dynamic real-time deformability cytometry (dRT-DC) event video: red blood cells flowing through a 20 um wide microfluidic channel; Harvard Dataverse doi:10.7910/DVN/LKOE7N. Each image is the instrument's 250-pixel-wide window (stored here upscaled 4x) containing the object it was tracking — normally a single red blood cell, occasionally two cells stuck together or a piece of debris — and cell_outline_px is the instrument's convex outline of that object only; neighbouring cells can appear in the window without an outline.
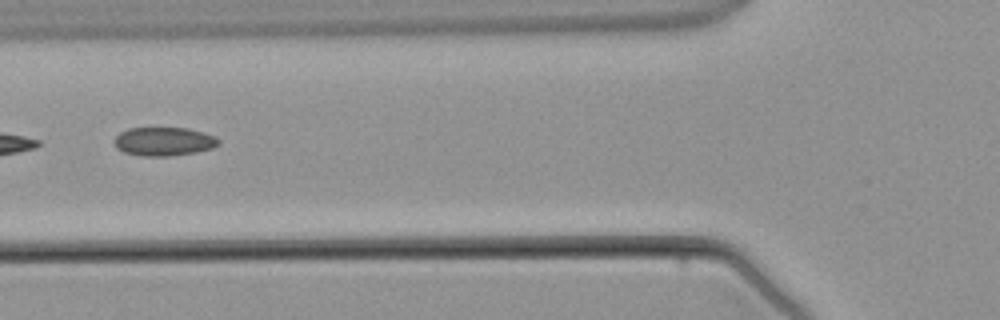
{"species": "common noctule bat (a hibernating species)", "species_latin": "Nyctalus noctula", "temperature_condition": "warm", "stored_images_in_passage": 4, "segment_of_instrument_passage": [2, 2], "camera_frame_rate_fps": 3000, "um_per_image_px": 0.085, "animal": {"sex": "male", "body_mass_g": 21.5, "forearm_length_mm": 52.0}, "frame": {"image": 1, "passage_image": 4, "time_ms": 3.667, "image_size_px": [1000, 320], "cell_outline_px": [[220, 144], [212, 148], [196, 152], [168, 156], [144, 156], [124, 152], [116, 148], [112, 140], [120, 132], [128, 128], [188, 128], [204, 132], [216, 136], [220, 140]], "centroid_in_image_um": [13.93, 12.02], "position_along_channel_um": 111.9, "area_um2": 17.57}}